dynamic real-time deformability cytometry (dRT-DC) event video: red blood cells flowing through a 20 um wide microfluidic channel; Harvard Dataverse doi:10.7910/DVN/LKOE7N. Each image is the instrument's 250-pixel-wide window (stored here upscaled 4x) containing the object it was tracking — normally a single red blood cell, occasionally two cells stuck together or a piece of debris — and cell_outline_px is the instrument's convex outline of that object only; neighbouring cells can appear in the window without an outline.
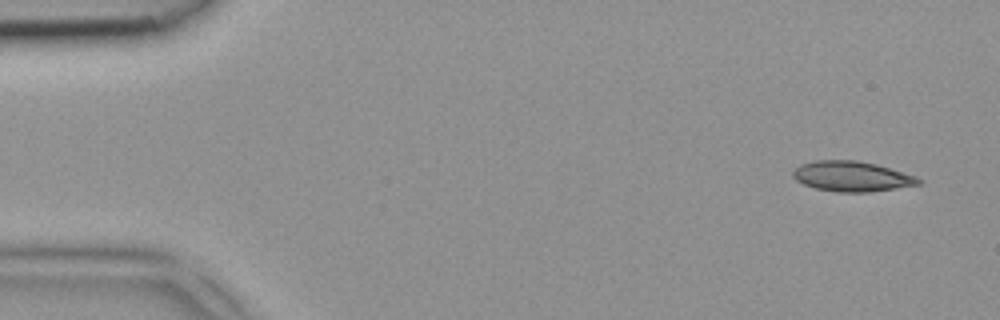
{"species": "common noctule bat (a hibernating species)", "species_latin": "Nyctalus noctula", "temperature_condition": "room temperature", "stored_images_in_passage": 5, "camera_frame_rate_fps": 3000, "um_per_image_px": 0.085, "animal": {"sex": "female", "body_mass_g": 18.4}, "frame": {"image": 1, "passage_image": 1, "time_ms": 0.0, "image_size_px": [1000, 320], "cell_outline_px": [[924, 184], [868, 192], [840, 192], [816, 188], [804, 184], [796, 180], [792, 176], [792, 172], [800, 164], [816, 160], [856, 160], [876, 164], [916, 176], [924, 180]], "centroid_in_image_um": [72.44, 14.99], "position_along_channel_um": 12.6, "area_um2": 22.14}}